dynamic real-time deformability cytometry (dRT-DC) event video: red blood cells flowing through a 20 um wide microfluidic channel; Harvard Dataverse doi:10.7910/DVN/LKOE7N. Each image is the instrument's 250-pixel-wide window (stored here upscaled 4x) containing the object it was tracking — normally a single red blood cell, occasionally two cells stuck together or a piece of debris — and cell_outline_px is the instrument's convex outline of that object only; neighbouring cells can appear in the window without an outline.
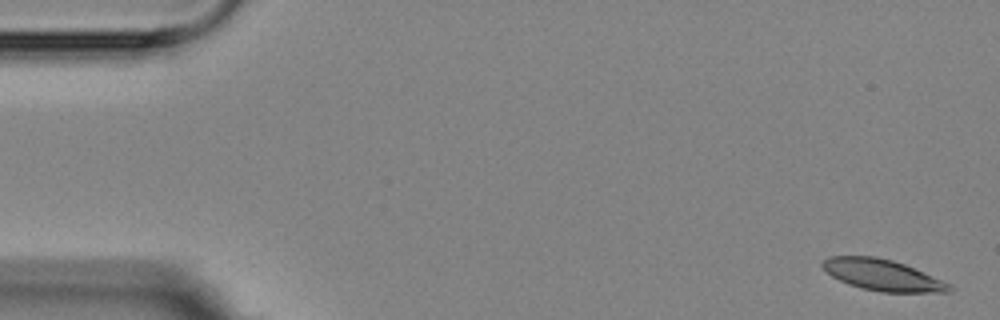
{"species": "Egyptian fruit bat (a non-hibernating species)", "species_latin": "Rousettus aegyptiacus", "temperature_condition": "room temperature", "stored_images_in_passage": 6, "segment_of_instrument_passage": [1, 2], "camera_frame_rate_fps": 3000, "um_per_image_px": 0.085, "animal": {"sex": "female"}, "frame": {"image": 1, "passage_image": 1, "time_ms": 0.0, "image_size_px": [1000, 320], "cell_outline_px": [[952, 292], [880, 292], [848, 284], [832, 276], [820, 264], [828, 256], [876, 256], [892, 260], [904, 264], [940, 280], [948, 284], [952, 288]], "centroid_in_image_um": [74.97, 23.37], "position_along_channel_um": 10.0, "area_um2": 22.6}}
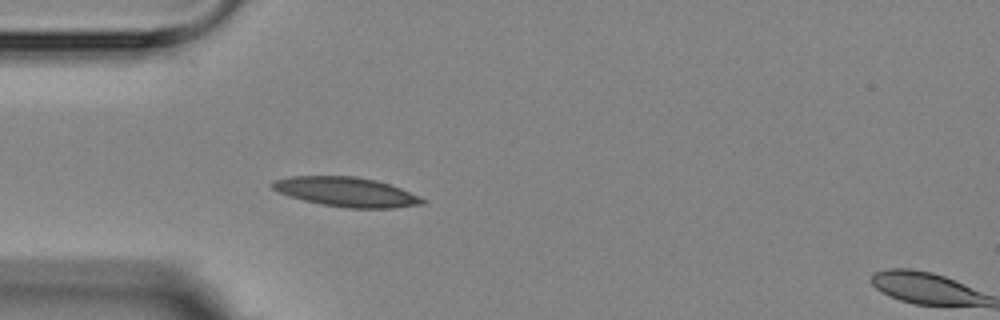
{"frame": {"image": 2, "passage_image": 5, "time_ms": 4.667, "image_size_px": [1000, 320], "cell_outline_px": [[424, 204], [396, 208], [344, 208], [304, 200], [288, 196], [272, 188], [268, 184], [272, 180], [292, 176], [356, 176], [376, 180], [400, 188], [424, 200]], "centroid_in_image_um": [29.38, 16.31], "position_along_channel_um": 55.6, "area_um2": 25.61}}